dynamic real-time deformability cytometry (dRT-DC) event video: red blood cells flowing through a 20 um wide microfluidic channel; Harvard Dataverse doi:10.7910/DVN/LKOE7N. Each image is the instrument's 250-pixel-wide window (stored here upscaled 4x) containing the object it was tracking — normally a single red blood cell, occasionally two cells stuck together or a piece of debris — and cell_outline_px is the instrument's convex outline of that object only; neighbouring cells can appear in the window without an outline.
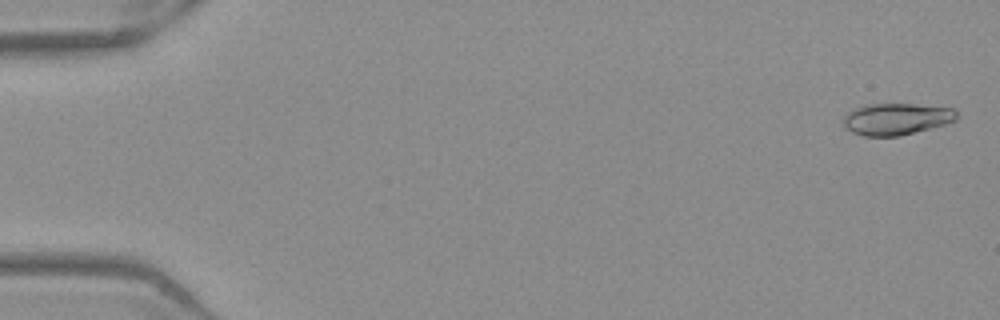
{"species": "Egyptian fruit bat (a non-hibernating species)", "species_latin": "Rousettus aegyptiacus", "temperature_condition": "warm", "stored_images_in_passage": 52, "camera_frame_rate_fps": 3000, "um_per_image_px": 0.085, "frame": {"image": 1, "passage_image": 2, "time_ms": 0.333, "image_size_px": [1000, 320], "cell_outline_px": [[956, 120], [944, 124], [900, 136], [864, 136], [852, 132], [844, 124], [844, 116], [852, 108], [864, 104], [916, 104], [952, 108], [956, 112]], "centroid_in_image_um": [76.16, 10.1], "position_along_channel_um": 8.8, "area_um2": 20.81}}
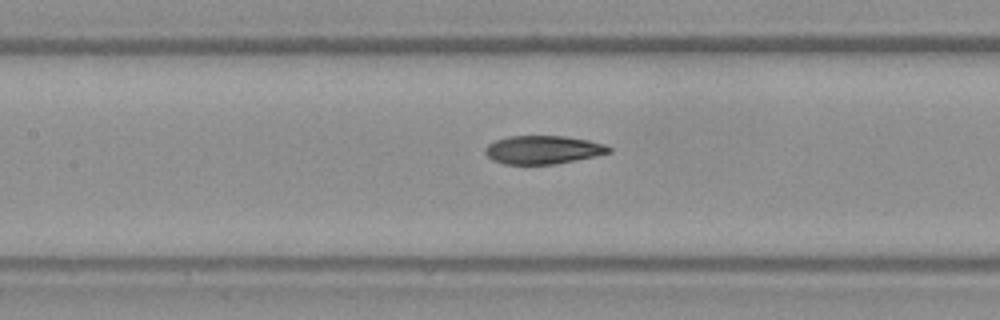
{"frame": {"image": 2, "passage_image": 25, "time_ms": 8.0, "image_size_px": [1000, 320], "cell_outline_px": [[612, 152], [596, 156], [556, 164], [504, 164], [492, 160], [484, 152], [484, 148], [488, 144], [496, 140], [508, 136], [564, 136], [588, 140], [604, 144], [612, 148]], "centroid_in_image_um": [46.16, 12.73], "position_along_channel_um": 161.2, "area_um2": 20.52}}
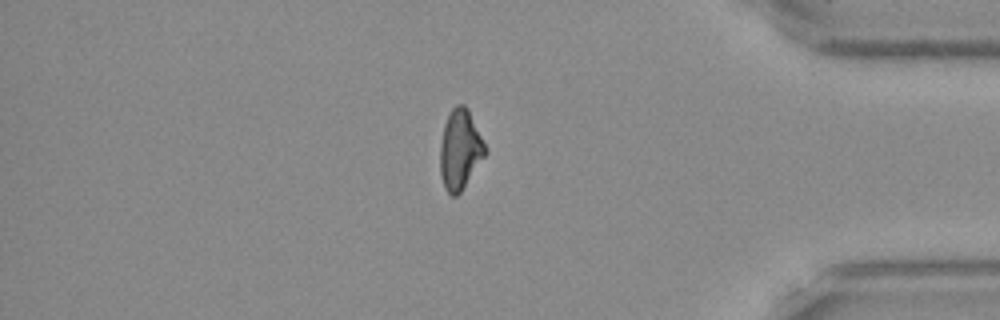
{"frame": {"image": 3, "passage_image": 45, "time_ms": 14.667, "image_size_px": [1000, 320], "cell_outline_px": [[484, 156], [460, 192], [456, 196], [452, 196], [444, 188], [440, 176], [440, 144], [444, 124], [452, 108], [456, 104], [464, 104], [468, 108], [484, 144]], "centroid_in_image_um": [39.06, 12.7], "position_along_channel_um": 396.1, "area_um2": 20.52}}